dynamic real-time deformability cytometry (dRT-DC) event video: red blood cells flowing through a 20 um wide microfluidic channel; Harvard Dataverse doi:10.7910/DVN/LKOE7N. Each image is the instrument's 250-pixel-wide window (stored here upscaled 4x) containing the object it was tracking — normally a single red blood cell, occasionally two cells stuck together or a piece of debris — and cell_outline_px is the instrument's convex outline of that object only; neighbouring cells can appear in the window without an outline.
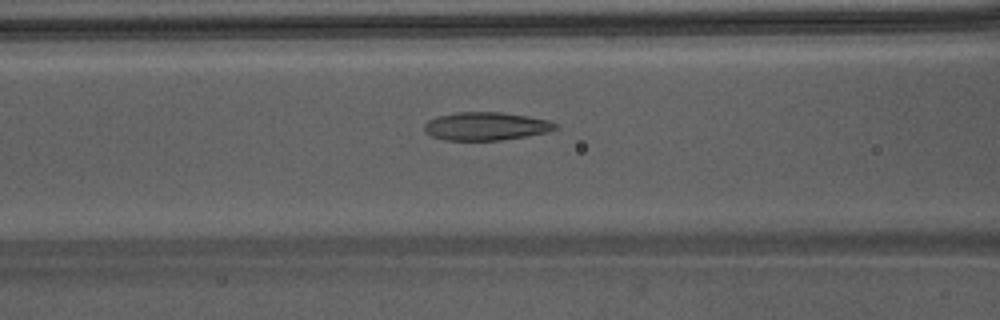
{"species": "Egyptian fruit bat (a non-hibernating species)", "species_latin": "Rousettus aegyptiacus", "temperature_condition": "warm", "stored_images_in_passage": 33, "camera_frame_rate_fps": 3000, "um_per_image_px": 0.085, "animal": {"sex": "male"}, "frame": {"image": 1, "passage_image": 6, "time_ms": 1.667, "image_size_px": [1000, 320], "cell_outline_px": [[560, 124], [556, 128], [548, 132], [500, 140], [444, 140], [432, 136], [424, 132], [424, 124], [428, 120], [436, 116], [456, 112], [500, 112], [528, 116], [548, 120]], "centroid_in_image_um": [41.28, 10.72], "position_along_channel_um": 125.3, "area_um2": 21.56}}
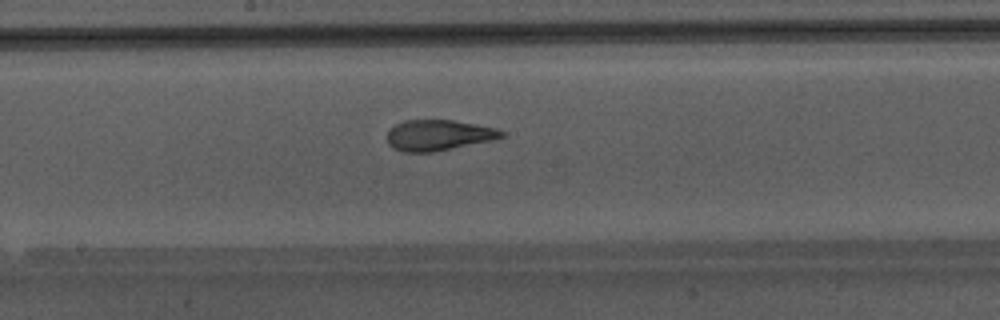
{"frame": {"image": 2, "passage_image": 12, "time_ms": 3.667, "image_size_px": [1000, 320], "cell_outline_px": [[504, 136], [492, 140], [432, 152], [404, 152], [392, 148], [388, 144], [388, 132], [396, 124], [404, 120], [452, 120], [476, 124], [496, 128], [504, 132]], "centroid_in_image_um": [37.25, 11.49], "position_along_channel_um": 210.9, "area_um2": 20.29}}
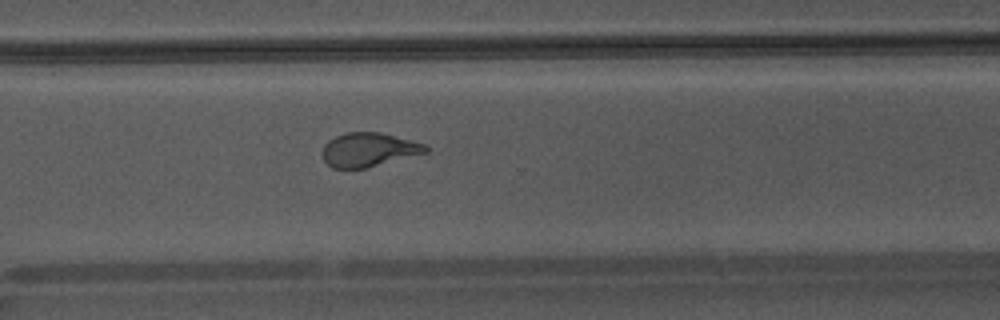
{"frame": {"image": 3, "passage_image": 21, "time_ms": 6.667, "image_size_px": [1000, 320], "cell_outline_px": [[428, 152], [364, 168], [332, 168], [324, 160], [324, 144], [328, 140], [344, 132], [380, 132], [424, 144], [428, 148]], "centroid_in_image_um": [31.32, 12.71], "position_along_channel_um": 339.3, "area_um2": 20.06}, "authors_computed_cell_mechanics": {"area_um2": 21.4438, "velocity_mm_per_s": 4.2864, "shape_relaxation_time_tau1_ms": 9.2902, "shape_relaxation_time_tau2_ms": 1.4666, "deformation_change_tau1": 0.3153, "deformation_change_tau2": 0.0693}}